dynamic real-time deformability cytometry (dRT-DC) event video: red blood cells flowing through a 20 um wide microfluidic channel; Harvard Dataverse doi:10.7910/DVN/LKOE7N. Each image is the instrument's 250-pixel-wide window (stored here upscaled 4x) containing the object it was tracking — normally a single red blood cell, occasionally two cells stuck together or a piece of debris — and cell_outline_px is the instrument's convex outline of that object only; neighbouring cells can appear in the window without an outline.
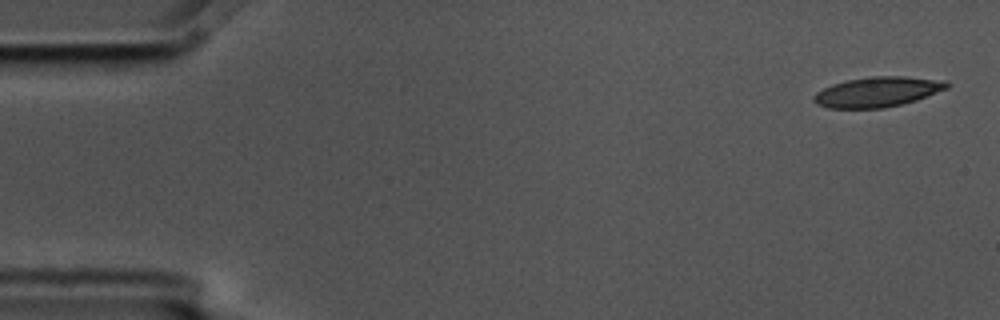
{"species": "common noctule bat (a hibernating species)", "species_latin": "Nyctalus noctula", "temperature_condition": "cold", "stored_images_in_passage": 3, "camera_frame_rate_fps": 3000, "um_per_image_px": 0.085, "animal": {"sex": "male", "body_mass_g": 17.5, "forearm_length_mm": 52.3}, "frame": {"image": 1, "passage_image": 1, "time_ms": 0.0, "image_size_px": [1000, 320], "cell_outline_px": [[952, 84], [948, 88], [916, 100], [884, 108], [828, 108], [816, 104], [812, 100], [812, 96], [816, 92], [832, 84], [848, 80], [872, 76], [904, 76], [948, 80]], "centroid_in_image_um": [74.61, 7.8], "position_along_channel_um": 10.4, "area_um2": 23.47}}
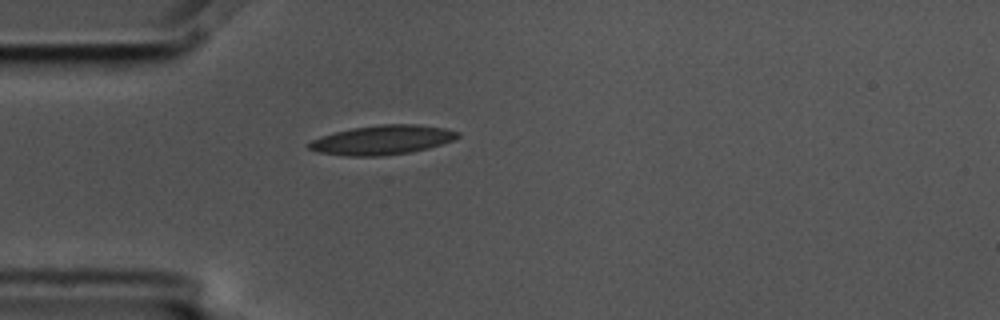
{"frame": {"image": 2, "passage_image": 3, "time_ms": 0.667, "image_size_px": [1000, 320], "cell_outline_px": [[460, 136], [452, 140], [428, 148], [412, 152], [384, 156], [348, 156], [320, 152], [308, 148], [308, 144], [312, 140], [320, 136], [352, 128], [380, 124], [416, 124], [444, 128], [460, 132]], "centroid_in_image_um": [32.5, 11.89], "position_along_channel_um": 52.5, "area_um2": 25.32}}